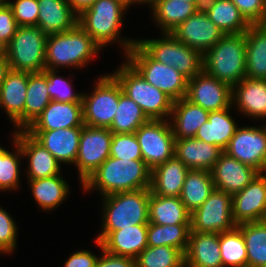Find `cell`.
Masks as SVG:
<instances>
[{
    "mask_svg": "<svg viewBox=\"0 0 266 267\" xmlns=\"http://www.w3.org/2000/svg\"><path fill=\"white\" fill-rule=\"evenodd\" d=\"M136 267H185V255L170 246H147L136 258Z\"/></svg>",
    "mask_w": 266,
    "mask_h": 267,
    "instance_id": "cell-42",
    "label": "cell"
},
{
    "mask_svg": "<svg viewBox=\"0 0 266 267\" xmlns=\"http://www.w3.org/2000/svg\"><path fill=\"white\" fill-rule=\"evenodd\" d=\"M191 224L156 225L148 223L147 243L150 247L170 246L184 254L188 247Z\"/></svg>",
    "mask_w": 266,
    "mask_h": 267,
    "instance_id": "cell-39",
    "label": "cell"
},
{
    "mask_svg": "<svg viewBox=\"0 0 266 267\" xmlns=\"http://www.w3.org/2000/svg\"><path fill=\"white\" fill-rule=\"evenodd\" d=\"M171 34L202 55L225 35L208 17L204 9L179 24Z\"/></svg>",
    "mask_w": 266,
    "mask_h": 267,
    "instance_id": "cell-17",
    "label": "cell"
},
{
    "mask_svg": "<svg viewBox=\"0 0 266 267\" xmlns=\"http://www.w3.org/2000/svg\"><path fill=\"white\" fill-rule=\"evenodd\" d=\"M11 70L8 59L6 56L0 58V87L5 80L8 72Z\"/></svg>",
    "mask_w": 266,
    "mask_h": 267,
    "instance_id": "cell-53",
    "label": "cell"
},
{
    "mask_svg": "<svg viewBox=\"0 0 266 267\" xmlns=\"http://www.w3.org/2000/svg\"><path fill=\"white\" fill-rule=\"evenodd\" d=\"M124 56L148 83L174 101L186 96L188 80L177 69L154 60L137 42Z\"/></svg>",
    "mask_w": 266,
    "mask_h": 267,
    "instance_id": "cell-7",
    "label": "cell"
},
{
    "mask_svg": "<svg viewBox=\"0 0 266 267\" xmlns=\"http://www.w3.org/2000/svg\"><path fill=\"white\" fill-rule=\"evenodd\" d=\"M148 121L149 119L144 114L141 107L123 93L120 85V97L117 110L113 122L108 129L112 133H134L141 125Z\"/></svg>",
    "mask_w": 266,
    "mask_h": 267,
    "instance_id": "cell-40",
    "label": "cell"
},
{
    "mask_svg": "<svg viewBox=\"0 0 266 267\" xmlns=\"http://www.w3.org/2000/svg\"><path fill=\"white\" fill-rule=\"evenodd\" d=\"M185 267H223L219 233L190 231Z\"/></svg>",
    "mask_w": 266,
    "mask_h": 267,
    "instance_id": "cell-27",
    "label": "cell"
},
{
    "mask_svg": "<svg viewBox=\"0 0 266 267\" xmlns=\"http://www.w3.org/2000/svg\"><path fill=\"white\" fill-rule=\"evenodd\" d=\"M18 27L12 9L7 2L0 4V41L7 45L15 35Z\"/></svg>",
    "mask_w": 266,
    "mask_h": 267,
    "instance_id": "cell-49",
    "label": "cell"
},
{
    "mask_svg": "<svg viewBox=\"0 0 266 267\" xmlns=\"http://www.w3.org/2000/svg\"><path fill=\"white\" fill-rule=\"evenodd\" d=\"M112 132L108 128L82 126L75 161L81 185L110 157Z\"/></svg>",
    "mask_w": 266,
    "mask_h": 267,
    "instance_id": "cell-13",
    "label": "cell"
},
{
    "mask_svg": "<svg viewBox=\"0 0 266 267\" xmlns=\"http://www.w3.org/2000/svg\"><path fill=\"white\" fill-rule=\"evenodd\" d=\"M189 168L175 156L151 170L150 193L180 197Z\"/></svg>",
    "mask_w": 266,
    "mask_h": 267,
    "instance_id": "cell-28",
    "label": "cell"
},
{
    "mask_svg": "<svg viewBox=\"0 0 266 267\" xmlns=\"http://www.w3.org/2000/svg\"><path fill=\"white\" fill-rule=\"evenodd\" d=\"M101 231L120 230L149 223L150 188L103 196Z\"/></svg>",
    "mask_w": 266,
    "mask_h": 267,
    "instance_id": "cell-6",
    "label": "cell"
},
{
    "mask_svg": "<svg viewBox=\"0 0 266 267\" xmlns=\"http://www.w3.org/2000/svg\"><path fill=\"white\" fill-rule=\"evenodd\" d=\"M100 51V46L77 24L71 30L47 37L45 68H83Z\"/></svg>",
    "mask_w": 266,
    "mask_h": 267,
    "instance_id": "cell-3",
    "label": "cell"
},
{
    "mask_svg": "<svg viewBox=\"0 0 266 267\" xmlns=\"http://www.w3.org/2000/svg\"><path fill=\"white\" fill-rule=\"evenodd\" d=\"M113 72L112 75L121 85L123 93L141 107L149 120L170 118L174 100L148 83L127 61Z\"/></svg>",
    "mask_w": 266,
    "mask_h": 267,
    "instance_id": "cell-5",
    "label": "cell"
},
{
    "mask_svg": "<svg viewBox=\"0 0 266 267\" xmlns=\"http://www.w3.org/2000/svg\"><path fill=\"white\" fill-rule=\"evenodd\" d=\"M250 24H266V0H231Z\"/></svg>",
    "mask_w": 266,
    "mask_h": 267,
    "instance_id": "cell-48",
    "label": "cell"
},
{
    "mask_svg": "<svg viewBox=\"0 0 266 267\" xmlns=\"http://www.w3.org/2000/svg\"><path fill=\"white\" fill-rule=\"evenodd\" d=\"M13 134L21 148L23 159L29 158L26 179H43L61 173V164L30 133L14 130Z\"/></svg>",
    "mask_w": 266,
    "mask_h": 267,
    "instance_id": "cell-18",
    "label": "cell"
},
{
    "mask_svg": "<svg viewBox=\"0 0 266 267\" xmlns=\"http://www.w3.org/2000/svg\"><path fill=\"white\" fill-rule=\"evenodd\" d=\"M262 127H238L224 152L252 166L260 173H266V122Z\"/></svg>",
    "mask_w": 266,
    "mask_h": 267,
    "instance_id": "cell-14",
    "label": "cell"
},
{
    "mask_svg": "<svg viewBox=\"0 0 266 267\" xmlns=\"http://www.w3.org/2000/svg\"><path fill=\"white\" fill-rule=\"evenodd\" d=\"M260 172L223 152L211 170L215 189L234 195L243 190Z\"/></svg>",
    "mask_w": 266,
    "mask_h": 267,
    "instance_id": "cell-19",
    "label": "cell"
},
{
    "mask_svg": "<svg viewBox=\"0 0 266 267\" xmlns=\"http://www.w3.org/2000/svg\"><path fill=\"white\" fill-rule=\"evenodd\" d=\"M15 151L11 152L0 146V192L12 191L19 188L20 163L23 156L20 146L17 144L16 136L13 134Z\"/></svg>",
    "mask_w": 266,
    "mask_h": 267,
    "instance_id": "cell-43",
    "label": "cell"
},
{
    "mask_svg": "<svg viewBox=\"0 0 266 267\" xmlns=\"http://www.w3.org/2000/svg\"><path fill=\"white\" fill-rule=\"evenodd\" d=\"M203 71L231 87L246 78V37L224 35L202 55Z\"/></svg>",
    "mask_w": 266,
    "mask_h": 267,
    "instance_id": "cell-4",
    "label": "cell"
},
{
    "mask_svg": "<svg viewBox=\"0 0 266 267\" xmlns=\"http://www.w3.org/2000/svg\"><path fill=\"white\" fill-rule=\"evenodd\" d=\"M151 169L143 160L109 157L82 184L85 191L98 190L107 196L117 192L150 188Z\"/></svg>",
    "mask_w": 266,
    "mask_h": 267,
    "instance_id": "cell-1",
    "label": "cell"
},
{
    "mask_svg": "<svg viewBox=\"0 0 266 267\" xmlns=\"http://www.w3.org/2000/svg\"><path fill=\"white\" fill-rule=\"evenodd\" d=\"M157 0H140V4H145L147 3V5L149 4V6L151 7Z\"/></svg>",
    "mask_w": 266,
    "mask_h": 267,
    "instance_id": "cell-57",
    "label": "cell"
},
{
    "mask_svg": "<svg viewBox=\"0 0 266 267\" xmlns=\"http://www.w3.org/2000/svg\"><path fill=\"white\" fill-rule=\"evenodd\" d=\"M28 183L35 202L45 211L60 206L70 193L68 183L60 174L43 179H28Z\"/></svg>",
    "mask_w": 266,
    "mask_h": 267,
    "instance_id": "cell-34",
    "label": "cell"
},
{
    "mask_svg": "<svg viewBox=\"0 0 266 267\" xmlns=\"http://www.w3.org/2000/svg\"><path fill=\"white\" fill-rule=\"evenodd\" d=\"M186 99L207 111L232 106V87L203 70L188 80Z\"/></svg>",
    "mask_w": 266,
    "mask_h": 267,
    "instance_id": "cell-15",
    "label": "cell"
},
{
    "mask_svg": "<svg viewBox=\"0 0 266 267\" xmlns=\"http://www.w3.org/2000/svg\"><path fill=\"white\" fill-rule=\"evenodd\" d=\"M149 222L156 225L191 224V212L180 197H165L150 193Z\"/></svg>",
    "mask_w": 266,
    "mask_h": 267,
    "instance_id": "cell-31",
    "label": "cell"
},
{
    "mask_svg": "<svg viewBox=\"0 0 266 267\" xmlns=\"http://www.w3.org/2000/svg\"><path fill=\"white\" fill-rule=\"evenodd\" d=\"M110 157L126 160H143L135 133H112Z\"/></svg>",
    "mask_w": 266,
    "mask_h": 267,
    "instance_id": "cell-44",
    "label": "cell"
},
{
    "mask_svg": "<svg viewBox=\"0 0 266 267\" xmlns=\"http://www.w3.org/2000/svg\"><path fill=\"white\" fill-rule=\"evenodd\" d=\"M97 255L88 250H79L66 260L64 267H95Z\"/></svg>",
    "mask_w": 266,
    "mask_h": 267,
    "instance_id": "cell-51",
    "label": "cell"
},
{
    "mask_svg": "<svg viewBox=\"0 0 266 267\" xmlns=\"http://www.w3.org/2000/svg\"><path fill=\"white\" fill-rule=\"evenodd\" d=\"M127 7L118 0H97L88 9L78 15L79 26L102 49L109 43L120 42L127 54L137 39L123 38L120 32ZM122 37V38H121Z\"/></svg>",
    "mask_w": 266,
    "mask_h": 267,
    "instance_id": "cell-2",
    "label": "cell"
},
{
    "mask_svg": "<svg viewBox=\"0 0 266 267\" xmlns=\"http://www.w3.org/2000/svg\"><path fill=\"white\" fill-rule=\"evenodd\" d=\"M247 249V267H266V220L236 226Z\"/></svg>",
    "mask_w": 266,
    "mask_h": 267,
    "instance_id": "cell-38",
    "label": "cell"
},
{
    "mask_svg": "<svg viewBox=\"0 0 266 267\" xmlns=\"http://www.w3.org/2000/svg\"><path fill=\"white\" fill-rule=\"evenodd\" d=\"M26 131L41 143L59 163L75 164L82 127Z\"/></svg>",
    "mask_w": 266,
    "mask_h": 267,
    "instance_id": "cell-20",
    "label": "cell"
},
{
    "mask_svg": "<svg viewBox=\"0 0 266 267\" xmlns=\"http://www.w3.org/2000/svg\"><path fill=\"white\" fill-rule=\"evenodd\" d=\"M232 216L236 225L266 220V173L232 196Z\"/></svg>",
    "mask_w": 266,
    "mask_h": 267,
    "instance_id": "cell-16",
    "label": "cell"
},
{
    "mask_svg": "<svg viewBox=\"0 0 266 267\" xmlns=\"http://www.w3.org/2000/svg\"><path fill=\"white\" fill-rule=\"evenodd\" d=\"M204 11L225 34H241L251 25L231 0H205Z\"/></svg>",
    "mask_w": 266,
    "mask_h": 267,
    "instance_id": "cell-32",
    "label": "cell"
},
{
    "mask_svg": "<svg viewBox=\"0 0 266 267\" xmlns=\"http://www.w3.org/2000/svg\"><path fill=\"white\" fill-rule=\"evenodd\" d=\"M48 79L43 72L29 73L24 106V130L43 112L51 98L47 90Z\"/></svg>",
    "mask_w": 266,
    "mask_h": 267,
    "instance_id": "cell-37",
    "label": "cell"
},
{
    "mask_svg": "<svg viewBox=\"0 0 266 267\" xmlns=\"http://www.w3.org/2000/svg\"><path fill=\"white\" fill-rule=\"evenodd\" d=\"M233 105L219 111H210L208 121L199 127L195 138L211 145H216L223 151L238 128L230 114Z\"/></svg>",
    "mask_w": 266,
    "mask_h": 267,
    "instance_id": "cell-30",
    "label": "cell"
},
{
    "mask_svg": "<svg viewBox=\"0 0 266 267\" xmlns=\"http://www.w3.org/2000/svg\"><path fill=\"white\" fill-rule=\"evenodd\" d=\"M47 35L38 26L18 27L6 45V58L10 68L29 73L43 72Z\"/></svg>",
    "mask_w": 266,
    "mask_h": 267,
    "instance_id": "cell-9",
    "label": "cell"
},
{
    "mask_svg": "<svg viewBox=\"0 0 266 267\" xmlns=\"http://www.w3.org/2000/svg\"><path fill=\"white\" fill-rule=\"evenodd\" d=\"M17 233L14 219L0 206V250L4 254L14 252L15 247H17Z\"/></svg>",
    "mask_w": 266,
    "mask_h": 267,
    "instance_id": "cell-47",
    "label": "cell"
},
{
    "mask_svg": "<svg viewBox=\"0 0 266 267\" xmlns=\"http://www.w3.org/2000/svg\"><path fill=\"white\" fill-rule=\"evenodd\" d=\"M188 3L195 4L199 9H203L205 0H180Z\"/></svg>",
    "mask_w": 266,
    "mask_h": 267,
    "instance_id": "cell-54",
    "label": "cell"
},
{
    "mask_svg": "<svg viewBox=\"0 0 266 267\" xmlns=\"http://www.w3.org/2000/svg\"><path fill=\"white\" fill-rule=\"evenodd\" d=\"M43 73L48 79L47 90L51 100L60 102H82V93H73L72 82L57 75L58 71L45 68Z\"/></svg>",
    "mask_w": 266,
    "mask_h": 267,
    "instance_id": "cell-45",
    "label": "cell"
},
{
    "mask_svg": "<svg viewBox=\"0 0 266 267\" xmlns=\"http://www.w3.org/2000/svg\"><path fill=\"white\" fill-rule=\"evenodd\" d=\"M95 242L102 250V255L98 257L95 267H136L135 258L109 253L103 249L99 240Z\"/></svg>",
    "mask_w": 266,
    "mask_h": 267,
    "instance_id": "cell-50",
    "label": "cell"
},
{
    "mask_svg": "<svg viewBox=\"0 0 266 267\" xmlns=\"http://www.w3.org/2000/svg\"><path fill=\"white\" fill-rule=\"evenodd\" d=\"M151 8L154 23L160 27L161 33H171L199 10L195 4L180 0H157Z\"/></svg>",
    "mask_w": 266,
    "mask_h": 267,
    "instance_id": "cell-35",
    "label": "cell"
},
{
    "mask_svg": "<svg viewBox=\"0 0 266 267\" xmlns=\"http://www.w3.org/2000/svg\"><path fill=\"white\" fill-rule=\"evenodd\" d=\"M28 72L10 70L0 87V107L5 109L15 130H24V106Z\"/></svg>",
    "mask_w": 266,
    "mask_h": 267,
    "instance_id": "cell-22",
    "label": "cell"
},
{
    "mask_svg": "<svg viewBox=\"0 0 266 267\" xmlns=\"http://www.w3.org/2000/svg\"><path fill=\"white\" fill-rule=\"evenodd\" d=\"M73 11L80 15L84 10L88 9L97 0H67Z\"/></svg>",
    "mask_w": 266,
    "mask_h": 267,
    "instance_id": "cell-52",
    "label": "cell"
},
{
    "mask_svg": "<svg viewBox=\"0 0 266 267\" xmlns=\"http://www.w3.org/2000/svg\"><path fill=\"white\" fill-rule=\"evenodd\" d=\"M96 82L92 93L82 94L83 124L109 128L117 110L120 84L112 74L101 75Z\"/></svg>",
    "mask_w": 266,
    "mask_h": 267,
    "instance_id": "cell-10",
    "label": "cell"
},
{
    "mask_svg": "<svg viewBox=\"0 0 266 267\" xmlns=\"http://www.w3.org/2000/svg\"><path fill=\"white\" fill-rule=\"evenodd\" d=\"M83 125L82 102L51 100L41 115L26 130H55Z\"/></svg>",
    "mask_w": 266,
    "mask_h": 267,
    "instance_id": "cell-23",
    "label": "cell"
},
{
    "mask_svg": "<svg viewBox=\"0 0 266 267\" xmlns=\"http://www.w3.org/2000/svg\"><path fill=\"white\" fill-rule=\"evenodd\" d=\"M245 117L266 119V80L244 78L232 87V105Z\"/></svg>",
    "mask_w": 266,
    "mask_h": 267,
    "instance_id": "cell-24",
    "label": "cell"
},
{
    "mask_svg": "<svg viewBox=\"0 0 266 267\" xmlns=\"http://www.w3.org/2000/svg\"><path fill=\"white\" fill-rule=\"evenodd\" d=\"M214 189L211 171L190 169L182 187L180 200L192 213L205 202Z\"/></svg>",
    "mask_w": 266,
    "mask_h": 267,
    "instance_id": "cell-36",
    "label": "cell"
},
{
    "mask_svg": "<svg viewBox=\"0 0 266 267\" xmlns=\"http://www.w3.org/2000/svg\"><path fill=\"white\" fill-rule=\"evenodd\" d=\"M37 3V26L47 36L66 32L78 24V15L67 0H37Z\"/></svg>",
    "mask_w": 266,
    "mask_h": 267,
    "instance_id": "cell-25",
    "label": "cell"
},
{
    "mask_svg": "<svg viewBox=\"0 0 266 267\" xmlns=\"http://www.w3.org/2000/svg\"><path fill=\"white\" fill-rule=\"evenodd\" d=\"M148 224L131 225L115 231H100L99 240L105 251L136 258L147 246Z\"/></svg>",
    "mask_w": 266,
    "mask_h": 267,
    "instance_id": "cell-21",
    "label": "cell"
},
{
    "mask_svg": "<svg viewBox=\"0 0 266 267\" xmlns=\"http://www.w3.org/2000/svg\"><path fill=\"white\" fill-rule=\"evenodd\" d=\"M237 225L232 216V195L214 189L205 202L191 213V231L223 233Z\"/></svg>",
    "mask_w": 266,
    "mask_h": 267,
    "instance_id": "cell-12",
    "label": "cell"
},
{
    "mask_svg": "<svg viewBox=\"0 0 266 267\" xmlns=\"http://www.w3.org/2000/svg\"><path fill=\"white\" fill-rule=\"evenodd\" d=\"M4 2H6V0H0V4H2V3H4Z\"/></svg>",
    "mask_w": 266,
    "mask_h": 267,
    "instance_id": "cell-58",
    "label": "cell"
},
{
    "mask_svg": "<svg viewBox=\"0 0 266 267\" xmlns=\"http://www.w3.org/2000/svg\"><path fill=\"white\" fill-rule=\"evenodd\" d=\"M219 247L223 267H247L245 240L237 227L219 233Z\"/></svg>",
    "mask_w": 266,
    "mask_h": 267,
    "instance_id": "cell-41",
    "label": "cell"
},
{
    "mask_svg": "<svg viewBox=\"0 0 266 267\" xmlns=\"http://www.w3.org/2000/svg\"><path fill=\"white\" fill-rule=\"evenodd\" d=\"M224 151L197 138L175 139L174 156L189 169L211 171Z\"/></svg>",
    "mask_w": 266,
    "mask_h": 267,
    "instance_id": "cell-26",
    "label": "cell"
},
{
    "mask_svg": "<svg viewBox=\"0 0 266 267\" xmlns=\"http://www.w3.org/2000/svg\"><path fill=\"white\" fill-rule=\"evenodd\" d=\"M121 3H123L127 8L131 7V5L133 4H140V0H118Z\"/></svg>",
    "mask_w": 266,
    "mask_h": 267,
    "instance_id": "cell-55",
    "label": "cell"
},
{
    "mask_svg": "<svg viewBox=\"0 0 266 267\" xmlns=\"http://www.w3.org/2000/svg\"><path fill=\"white\" fill-rule=\"evenodd\" d=\"M209 111L188 99L175 100L170 115V124L175 139L194 138L199 127L208 121Z\"/></svg>",
    "mask_w": 266,
    "mask_h": 267,
    "instance_id": "cell-29",
    "label": "cell"
},
{
    "mask_svg": "<svg viewBox=\"0 0 266 267\" xmlns=\"http://www.w3.org/2000/svg\"><path fill=\"white\" fill-rule=\"evenodd\" d=\"M6 55V45L0 41V58Z\"/></svg>",
    "mask_w": 266,
    "mask_h": 267,
    "instance_id": "cell-56",
    "label": "cell"
},
{
    "mask_svg": "<svg viewBox=\"0 0 266 267\" xmlns=\"http://www.w3.org/2000/svg\"><path fill=\"white\" fill-rule=\"evenodd\" d=\"M246 37V78L266 80V24H251Z\"/></svg>",
    "mask_w": 266,
    "mask_h": 267,
    "instance_id": "cell-33",
    "label": "cell"
},
{
    "mask_svg": "<svg viewBox=\"0 0 266 267\" xmlns=\"http://www.w3.org/2000/svg\"><path fill=\"white\" fill-rule=\"evenodd\" d=\"M161 39H137V43L157 62L177 69L187 80L203 70L202 54L177 40L171 33Z\"/></svg>",
    "mask_w": 266,
    "mask_h": 267,
    "instance_id": "cell-8",
    "label": "cell"
},
{
    "mask_svg": "<svg viewBox=\"0 0 266 267\" xmlns=\"http://www.w3.org/2000/svg\"><path fill=\"white\" fill-rule=\"evenodd\" d=\"M12 9L14 18L19 27L37 26L39 6L37 0H6Z\"/></svg>",
    "mask_w": 266,
    "mask_h": 267,
    "instance_id": "cell-46",
    "label": "cell"
},
{
    "mask_svg": "<svg viewBox=\"0 0 266 267\" xmlns=\"http://www.w3.org/2000/svg\"><path fill=\"white\" fill-rule=\"evenodd\" d=\"M143 161L153 170L174 157L175 137L170 120H149L135 132Z\"/></svg>",
    "mask_w": 266,
    "mask_h": 267,
    "instance_id": "cell-11",
    "label": "cell"
}]
</instances>
